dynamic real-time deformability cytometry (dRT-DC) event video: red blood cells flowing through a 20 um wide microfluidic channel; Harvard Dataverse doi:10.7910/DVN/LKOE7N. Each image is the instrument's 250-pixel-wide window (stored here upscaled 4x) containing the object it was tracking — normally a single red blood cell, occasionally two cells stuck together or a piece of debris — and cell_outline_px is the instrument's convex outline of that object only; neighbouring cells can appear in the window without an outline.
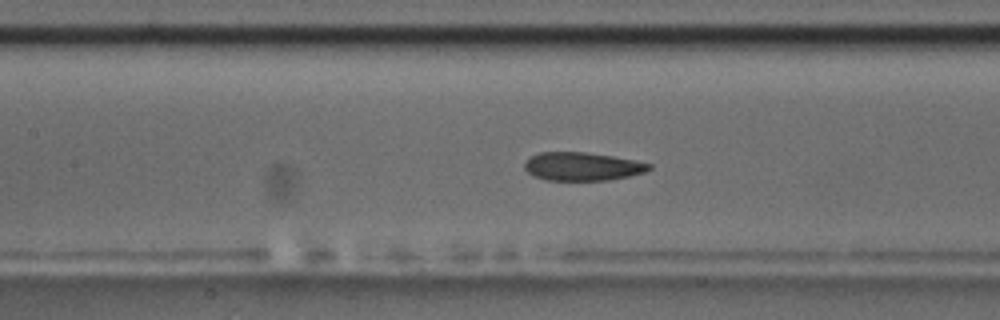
{"species": "common noctule bat (a hibernating species)", "species_latin": "Nyctalus noctula", "temperature_condition": "room temperature", "stored_images_in_passage": 44, "camera_frame_rate_fps": 3000, "um_per_image_px": 0.085, "animal": {"sex": "male", "body_mass_g": 17.5, "forearm_length_mm": 52.3}, "frame": {"image": 1, "passage_image": 13, "time_ms": 4.0, "image_size_px": [1000, 320], "cell_outline_px": [[652, 168], [644, 172], [628, 176], [608, 180], [548, 180], [536, 176], [528, 172], [524, 168], [524, 160], [540, 152], [584, 152], [612, 156], [636, 160], [652, 164]], "centroid_in_image_um": [49.5, 14.14], "position_along_channel_um": 157.9, "area_um2": 20.46}}
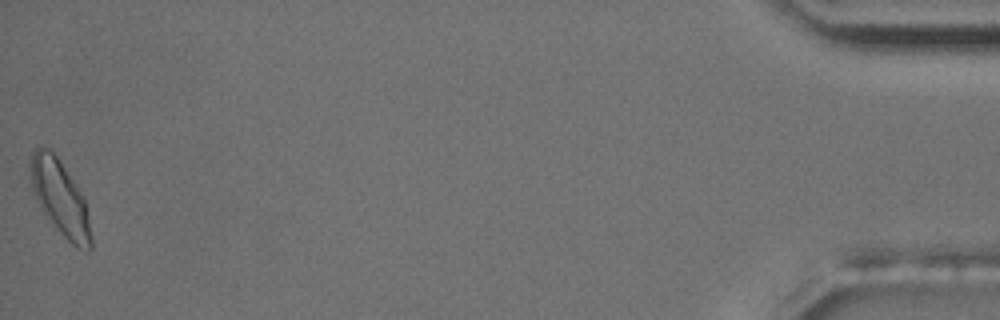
{"frame": {"image": 2, "passage_image": 44, "time_ms": 14.333, "image_size_px": [1000, 320], "cell_outline_px": [[92, 248], [88, 252], [84, 252], [76, 248], [56, 228], [40, 208], [32, 188], [32, 152], [36, 148], [48, 144], [80, 192], [84, 200], [88, 216], [92, 236]], "centroid_in_image_um": [5.14, 16.87], "position_along_channel_um": 430.1, "area_um2": 25.95}, "authors_computed_cell_mechanics": {"area_um2": 21.7906, "velocity_mm_per_s": 3.5563, "shape_relaxation_time_tau1_ms": 9.826, "shape_relaxation_time_tau2_ms": 2.433, "deformation_change_tau1": 0.2009, "deformation_change_tau2": 0.0848}}